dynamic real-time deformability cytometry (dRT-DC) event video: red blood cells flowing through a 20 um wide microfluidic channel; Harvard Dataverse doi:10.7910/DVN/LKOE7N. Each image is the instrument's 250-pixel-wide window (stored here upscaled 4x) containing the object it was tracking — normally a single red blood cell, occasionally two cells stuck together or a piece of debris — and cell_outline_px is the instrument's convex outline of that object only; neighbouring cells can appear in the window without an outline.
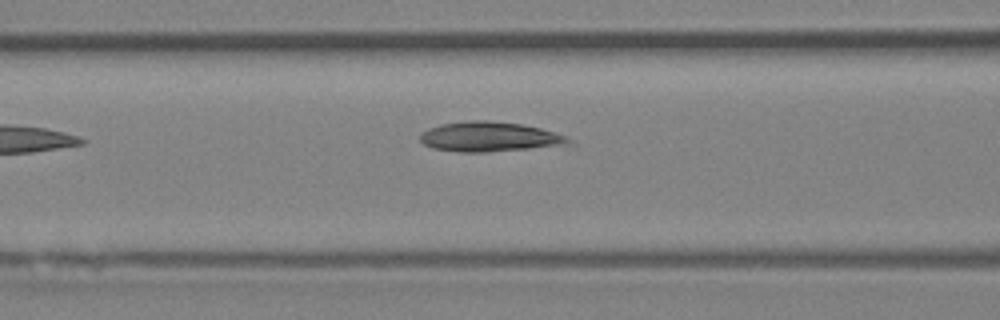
{"species": "Egyptian fruit bat (a non-hibernating species)", "species_latin": "Rousettus aegyptiacus", "temperature_condition": "room temperature", "stored_images_in_passage": 5, "segment_of_instrument_passage": [1, 2], "camera_frame_rate_fps": 3000, "um_per_image_px": 0.085, "animal": {"sex": "female"}, "frame": {"image": 1, "passage_image": 4, "time_ms": 3.667, "image_size_px": [1000, 320], "cell_outline_px": [[572, 144], [484, 152], [460, 152], [432, 148], [424, 144], [420, 140], [420, 132], [428, 128], [440, 124], [468, 120], [488, 120], [520, 124], [540, 128], [564, 136]], "centroid_in_image_um": [41.5, 11.62], "position_along_channel_um": 125.1, "area_um2": 25.49}}